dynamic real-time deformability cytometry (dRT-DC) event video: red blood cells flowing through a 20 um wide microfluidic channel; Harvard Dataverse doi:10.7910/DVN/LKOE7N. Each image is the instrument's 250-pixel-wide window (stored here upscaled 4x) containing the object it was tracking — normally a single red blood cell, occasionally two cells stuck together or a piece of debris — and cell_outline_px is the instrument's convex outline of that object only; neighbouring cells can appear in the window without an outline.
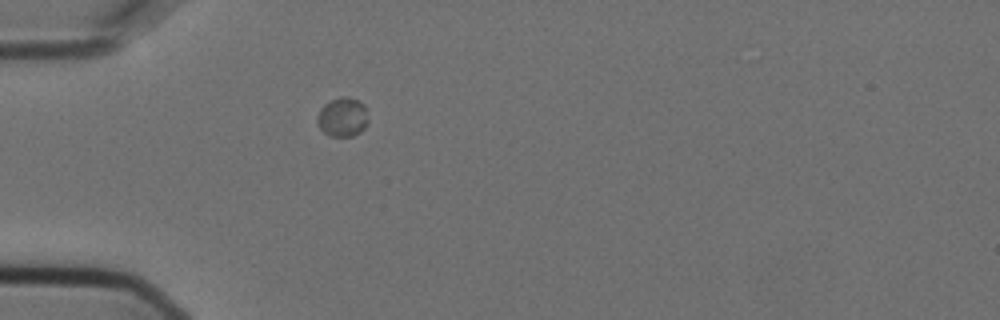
{"species": "Egyptian fruit bat (a non-hibernating species)", "species_latin": "Rousettus aegyptiacus", "temperature_condition": "cold", "stored_images_in_passage": 1, "camera_frame_rate_fps": 3000, "um_per_image_px": 0.085, "animal": {"sex": "female"}, "frame": {"image": 1, "passage_image": 1, "time_ms": 0.0, "image_size_px": [1000, 320], "cell_outline_px": [[368, 120], [364, 128], [360, 132], [352, 136], [328, 136], [316, 124], [316, 116], [320, 108], [324, 104], [340, 96], [348, 96], [360, 100], [364, 104]], "centroid_in_image_um": [29.09, 9.94], "position_along_channel_um": 55.9, "area_um2": 11.85}}